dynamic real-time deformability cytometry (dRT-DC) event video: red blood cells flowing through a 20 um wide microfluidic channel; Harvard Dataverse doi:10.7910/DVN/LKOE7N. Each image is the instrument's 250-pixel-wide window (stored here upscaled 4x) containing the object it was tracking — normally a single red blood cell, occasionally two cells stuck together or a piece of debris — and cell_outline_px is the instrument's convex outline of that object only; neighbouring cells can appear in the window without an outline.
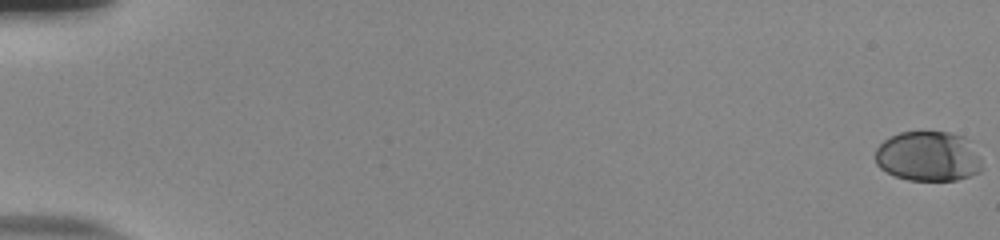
{"species": "human", "species_latin": "Homo sapiens", "temperature_condition": "room temperature", "stored_images_in_passage": 56, "camera_frame_rate_fps": 3000, "um_per_image_px": 0.085, "donor": {"sex": "male"}, "frame": {"image": 1, "passage_image": 1, "time_ms": 0.0, "image_size_px": [1000, 240], "cell_outline_px": [[984, 168], [980, 172], [956, 180], [908, 180], [896, 176], [880, 168], [876, 164], [876, 148], [884, 140], [900, 132], [948, 132], [964, 136], [972, 140]], "centroid_in_image_um": [78.95, 13.28], "position_along_channel_um": 6.1, "area_um2": 31.33}}
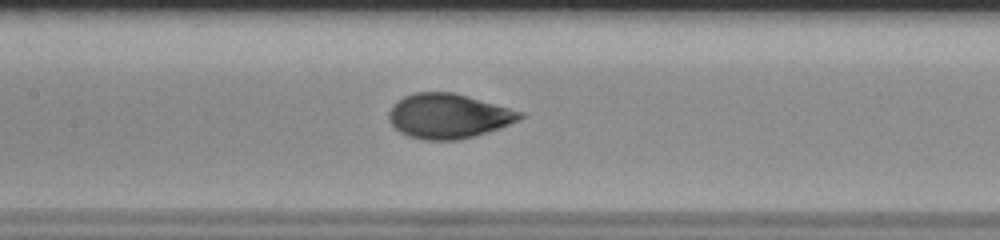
{"frame": {"image": 2, "passage_image": 29, "time_ms": 9.333, "image_size_px": [1000, 240], "cell_outline_px": [[524, 116], [520, 120], [500, 128], [460, 140], [424, 140], [408, 136], [400, 132], [388, 120], [388, 112], [392, 104], [404, 96], [416, 92], [452, 92], [468, 96], [524, 112]], "centroid_in_image_um": [38.11, 9.86], "position_along_channel_um": 169.3, "area_um2": 34.28}}
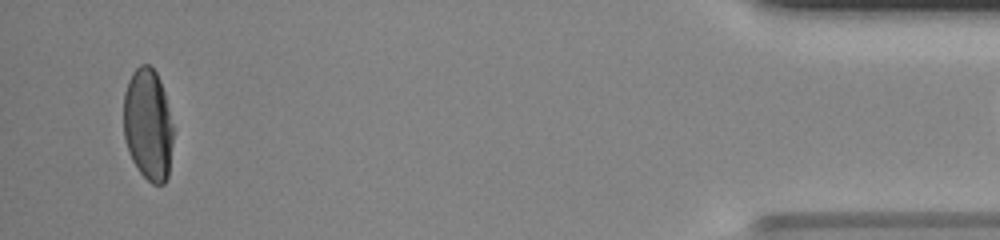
{"frame": {"image": 3, "passage_image": 54, "time_ms": 17.667, "image_size_px": [1000, 240], "cell_outline_px": [[172, 140], [168, 176], [164, 184], [152, 184], [136, 168], [128, 152], [124, 140], [124, 92], [128, 80], [132, 72], [140, 64], [148, 64], [156, 72], [160, 80], [164, 92], [172, 124]], "centroid_in_image_um": [12.56, 10.59], "position_along_channel_um": 422.6, "area_um2": 32.37}}